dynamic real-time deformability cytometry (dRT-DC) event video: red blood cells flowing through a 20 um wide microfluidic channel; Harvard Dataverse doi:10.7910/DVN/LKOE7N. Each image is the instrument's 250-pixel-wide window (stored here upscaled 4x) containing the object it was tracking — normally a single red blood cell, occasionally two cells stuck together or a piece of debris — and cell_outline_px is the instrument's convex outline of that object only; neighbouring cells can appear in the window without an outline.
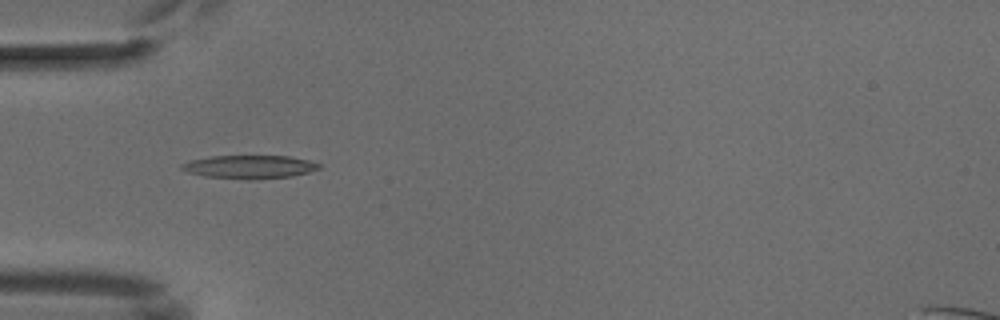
{"species": "common noctule bat (a hibernating species)", "species_latin": "Nyctalus noctula", "temperature_condition": "cold", "stored_images_in_passage": 4, "camera_frame_rate_fps": 3000, "um_per_image_px": 0.085, "animal": {"sex": "male", "body_mass_g": 18.8}, "frame": {"image": 1, "passage_image": 2, "time_ms": 1.333, "image_size_px": [1000, 320], "cell_outline_px": [[320, 168], [308, 172], [292, 176], [256, 180], [248, 180], [204, 176], [188, 172], [180, 168], [180, 164], [192, 160], [212, 156], [288, 156], [308, 160], [320, 164]], "centroid_in_image_um": [21.2, 14.19], "position_along_channel_um": 63.8, "area_um2": 18.67}}
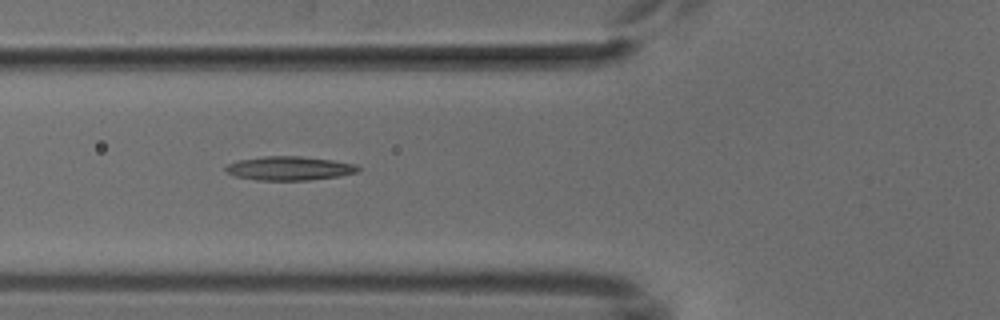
{"frame": {"image": 2, "passage_image": 3, "time_ms": 2.333, "image_size_px": [1000, 320], "cell_outline_px": [[360, 172], [340, 176], [308, 180], [256, 180], [236, 176], [228, 172], [224, 168], [228, 164], [236, 160], [264, 156], [300, 156], [332, 160], [356, 164], [360, 168]], "centroid_in_image_um": [24.62, 14.3], "position_along_channel_um": 101.2, "area_um2": 18.5}}
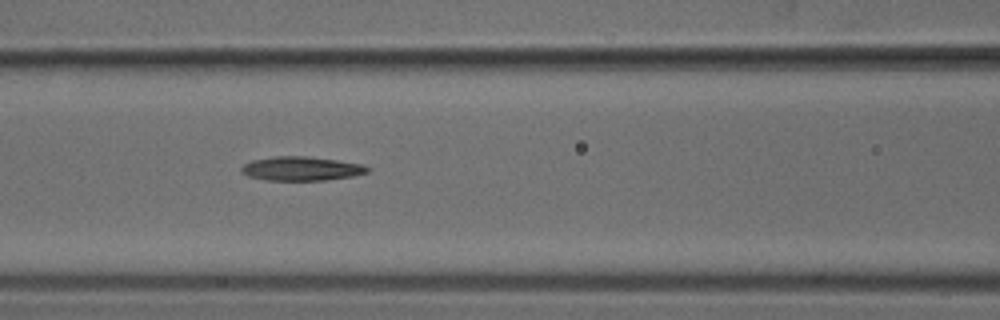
{"frame": {"image": 3, "passage_image": 4, "time_ms": 3.333, "image_size_px": [1000, 320], "cell_outline_px": [[372, 168], [368, 172], [352, 176], [324, 180], [264, 180], [248, 176], [240, 172], [240, 168], [244, 164], [252, 160], [276, 156], [308, 156], [364, 164]], "centroid_in_image_um": [25.61, 14.33], "position_along_channel_um": 141.0, "area_um2": 17.74}}